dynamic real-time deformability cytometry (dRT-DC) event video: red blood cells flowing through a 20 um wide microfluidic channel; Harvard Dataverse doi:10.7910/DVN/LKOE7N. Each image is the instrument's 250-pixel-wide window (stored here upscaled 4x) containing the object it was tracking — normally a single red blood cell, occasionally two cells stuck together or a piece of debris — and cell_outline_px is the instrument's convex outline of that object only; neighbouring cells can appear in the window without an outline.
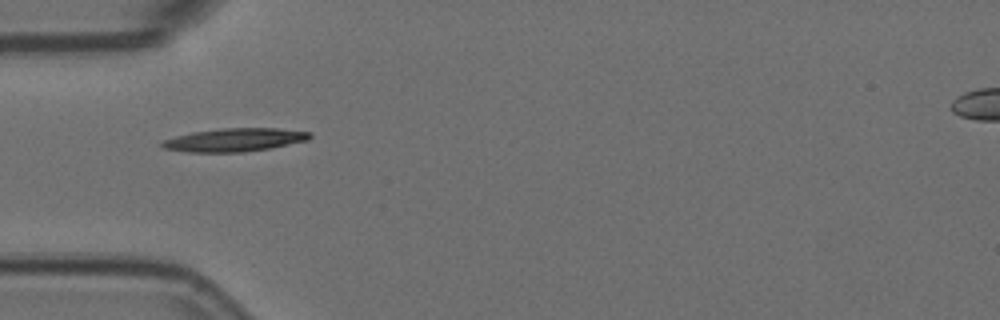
{"species": "Egyptian fruit bat (a non-hibernating species)", "species_latin": "Rousettus aegyptiacus", "temperature_condition": "room temperature", "stored_images_in_passage": 8, "camera_frame_rate_fps": 3000, "um_per_image_px": 0.085, "animal": {"sex": "female"}, "frame": {"image": 1, "passage_image": 1, "time_ms": 0.0, "image_size_px": [1000, 320], "cell_outline_px": [[312, 136], [308, 140], [268, 148], [244, 152], [188, 152], [164, 148], [160, 144], [164, 140], [176, 136], [192, 132], [224, 128], [276, 128], [312, 132]], "centroid_in_image_um": [19.95, 11.88], "position_along_channel_um": 65.0, "area_um2": 19.83}}
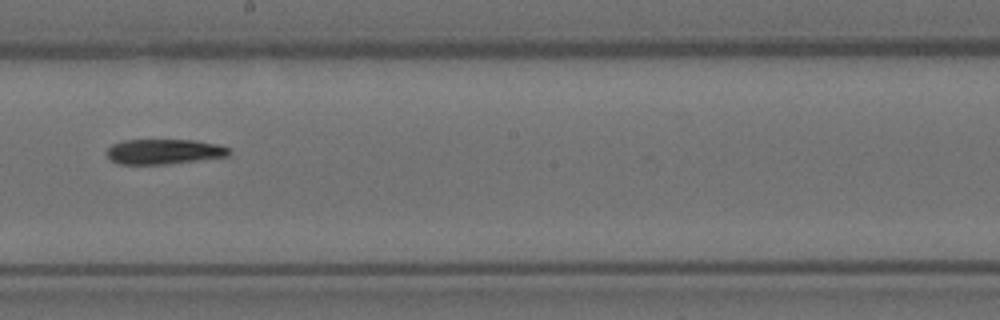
{"frame": {"image": 2, "passage_image": 5, "time_ms": 1.333, "image_size_px": [1000, 320], "cell_outline_px": [[232, 152], [228, 156], [168, 164], [120, 164], [112, 160], [108, 156], [108, 148], [112, 144], [124, 140], [196, 140], [216, 144], [232, 148]], "centroid_in_image_um": [13.99, 12.88], "position_along_channel_um": 234.2, "area_um2": 17.86}}
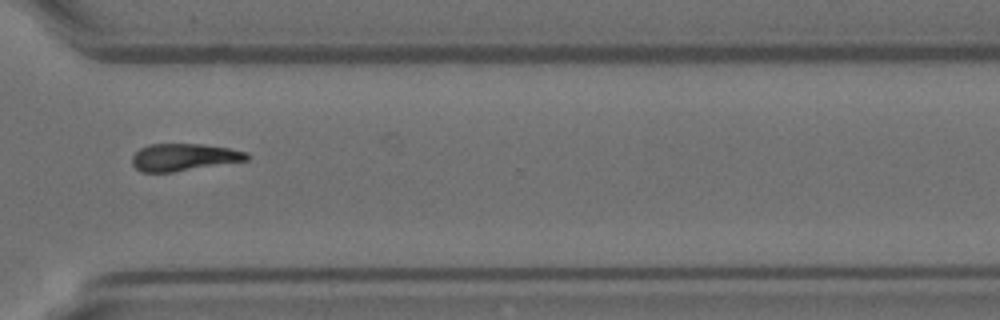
{"frame": {"image": 3, "passage_image": 8, "time_ms": 2.333, "image_size_px": [1000, 320], "cell_outline_px": [[248, 160], [172, 172], [140, 172], [132, 164], [132, 156], [140, 148], [148, 144], [204, 144], [228, 148], [248, 152]], "centroid_in_image_um": [15.6, 13.36], "position_along_channel_um": 355.0, "area_um2": 18.15}}